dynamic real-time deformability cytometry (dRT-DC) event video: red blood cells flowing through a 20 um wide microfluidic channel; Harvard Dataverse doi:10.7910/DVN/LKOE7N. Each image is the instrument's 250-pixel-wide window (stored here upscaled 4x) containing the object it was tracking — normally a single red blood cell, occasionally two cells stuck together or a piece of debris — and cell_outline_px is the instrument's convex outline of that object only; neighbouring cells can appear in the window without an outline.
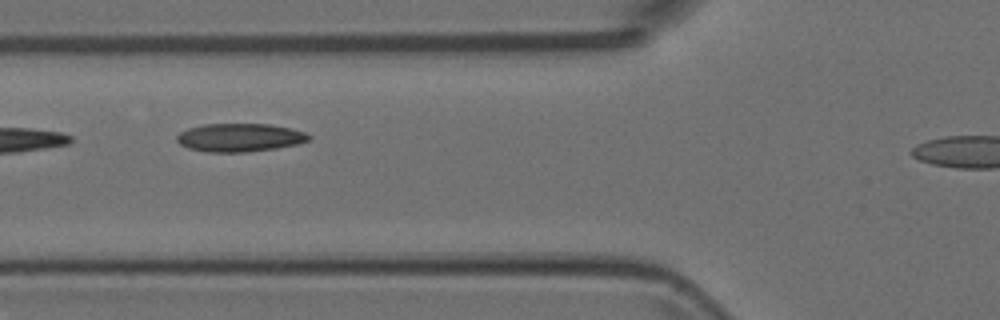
{"species": "Egyptian fruit bat (a non-hibernating species)", "species_latin": "Rousettus aegyptiacus", "temperature_condition": "room temperature", "stored_images_in_passage": 9, "camera_frame_rate_fps": 3000, "um_per_image_px": 0.085, "animal": {"sex": "female"}, "frame": {"image": 1, "passage_image": 7, "time_ms": 2.0, "image_size_px": [1000, 320], "cell_outline_px": [[312, 140], [296, 144], [276, 148], [248, 152], [208, 152], [188, 148], [180, 144], [176, 140], [176, 136], [180, 132], [188, 128], [204, 124], [268, 124], [292, 128], [304, 132], [312, 136]], "centroid_in_image_um": [20.39, 11.69], "position_along_channel_um": 105.4, "area_um2": 21.85}}
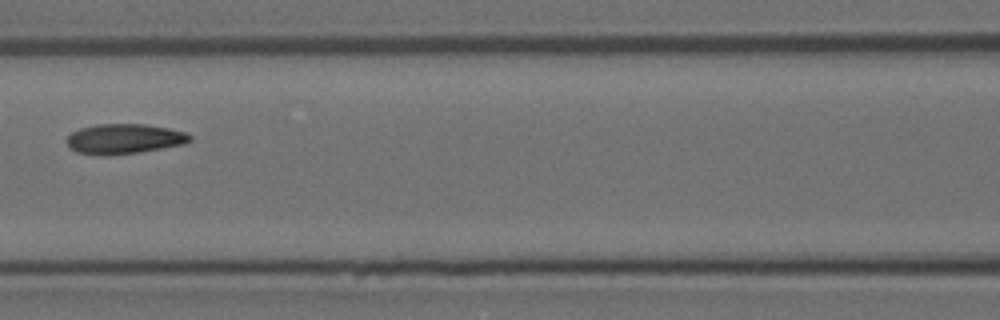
{"frame": {"image": 2, "passage_image": 8, "time_ms": 2.333, "image_size_px": [1000, 320], "cell_outline_px": [[192, 140], [184, 144], [136, 152], [76, 152], [68, 144], [68, 136], [72, 132], [80, 128], [96, 124], [144, 124], [168, 128], [184, 132], [192, 136]], "centroid_in_image_um": [10.62, 11.74], "position_along_channel_um": 156.0, "area_um2": 20.4}}
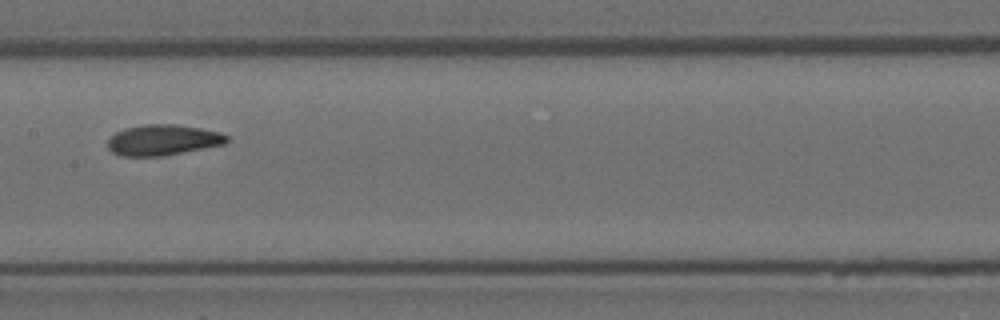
{"frame": {"image": 3, "passage_image": 9, "time_ms": 2.667, "image_size_px": [1000, 320], "cell_outline_px": [[228, 140], [224, 144], [184, 152], [160, 156], [120, 156], [112, 152], [108, 148], [108, 140], [116, 132], [124, 128], [144, 124], [176, 124], [200, 128], [220, 132], [228, 136]], "centroid_in_image_um": [13.83, 11.89], "position_along_channel_um": 193.6, "area_um2": 21.27}}